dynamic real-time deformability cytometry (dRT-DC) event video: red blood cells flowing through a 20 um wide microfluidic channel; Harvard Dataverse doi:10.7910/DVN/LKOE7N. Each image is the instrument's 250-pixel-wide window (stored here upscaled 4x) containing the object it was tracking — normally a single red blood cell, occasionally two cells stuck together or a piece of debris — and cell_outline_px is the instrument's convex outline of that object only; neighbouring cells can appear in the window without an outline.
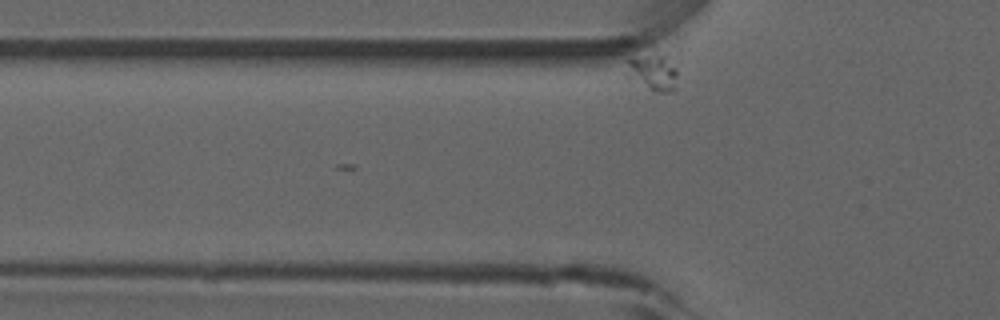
{"species": "common noctule bat (a hibernating species)", "species_latin": "Nyctalus noctula", "temperature_condition": "room temperature", "stored_images_in_passage": 2, "camera_frame_rate_fps": 3000, "um_per_image_px": 0.085, "animal": {"sex": "male", "forearm_length_mm": 52.5}, "frame": {"image": 1, "passage_image": 2, "time_ms": 0.333, "image_size_px": [1000, 320], "cell_outline_px": [[680, 60], [676, 88], [672, 92], [660, 92], [624, 76], [628, 60], [652, 44], [656, 44]], "centroid_in_image_um": [55.62, 5.86], "position_along_channel_um": 70.2, "area_um2": 13.29}}